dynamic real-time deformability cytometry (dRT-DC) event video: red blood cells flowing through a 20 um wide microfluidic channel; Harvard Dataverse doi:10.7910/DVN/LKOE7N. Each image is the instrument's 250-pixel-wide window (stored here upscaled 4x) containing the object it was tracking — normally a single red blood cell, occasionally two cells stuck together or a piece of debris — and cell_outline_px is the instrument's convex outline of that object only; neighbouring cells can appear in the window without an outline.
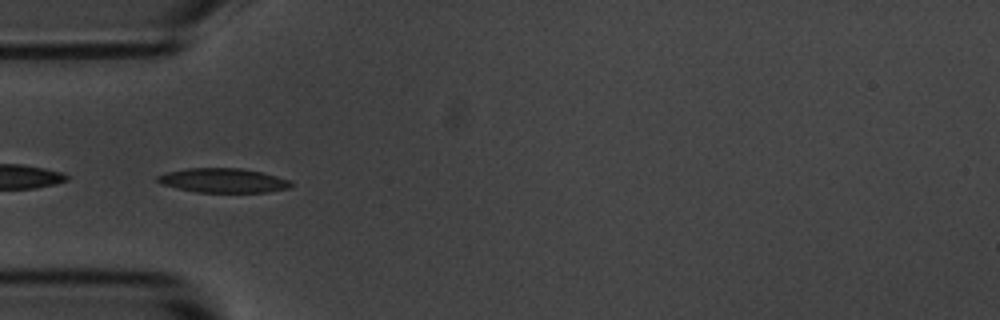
{"species": "common noctule bat (a hibernating species)", "species_latin": "Nyctalus noctula", "temperature_condition": "room temperature", "stored_images_in_passage": 4, "camera_frame_rate_fps": 3000, "um_per_image_px": 0.085, "animal": {"sex": "male", "body_mass_g": 20.1, "forearm_length_mm": 53.5}, "frame": {"image": 1, "passage_image": 3, "time_ms": 2.333, "image_size_px": [1000, 320], "cell_outline_px": [[292, 184], [288, 188], [268, 192], [196, 192], [176, 188], [164, 184], [156, 180], [156, 176], [168, 172], [188, 168], [240, 168], [260, 172], [292, 180]], "centroid_in_image_um": [18.98, 15.34], "position_along_channel_um": 66.0, "area_um2": 18.79}}